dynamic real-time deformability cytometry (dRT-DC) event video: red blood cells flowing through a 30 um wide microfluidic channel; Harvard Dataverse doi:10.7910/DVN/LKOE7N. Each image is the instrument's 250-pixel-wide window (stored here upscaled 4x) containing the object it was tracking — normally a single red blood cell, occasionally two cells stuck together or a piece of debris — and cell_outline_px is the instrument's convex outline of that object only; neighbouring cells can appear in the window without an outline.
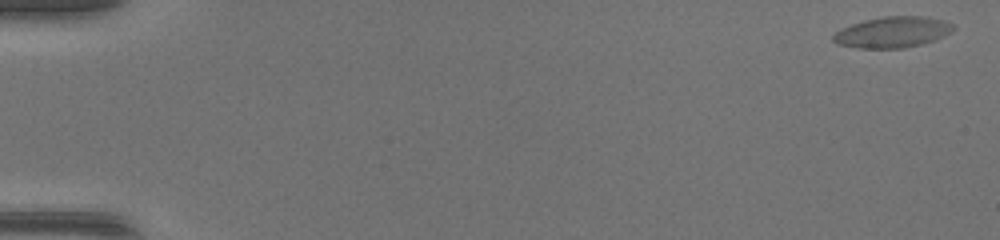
{"species": "common noctule bat (a hibernating species)", "species_latin": "Nyctalus noctula", "temperature_condition": "warm", "stored_images_in_passage": 7, "camera_frame_rate_fps": 3000, "um_per_image_px": 0.085, "animal": {"sex": "female", "body_mass_g": 17.0, "forearm_length_mm": 48.0}, "frame": {"image": 1, "passage_image": 1, "time_ms": 0.0, "image_size_px": [1000, 240], "cell_outline_px": [[956, 28], [932, 40], [920, 44], [904, 48], [860, 48], [836, 44], [832, 40], [832, 36], [836, 32], [852, 24], [864, 20], [884, 16], [920, 16], [944, 20], [952, 24]], "centroid_in_image_um": [75.82, 2.73], "position_along_channel_um": 9.2, "area_um2": 21.27}}